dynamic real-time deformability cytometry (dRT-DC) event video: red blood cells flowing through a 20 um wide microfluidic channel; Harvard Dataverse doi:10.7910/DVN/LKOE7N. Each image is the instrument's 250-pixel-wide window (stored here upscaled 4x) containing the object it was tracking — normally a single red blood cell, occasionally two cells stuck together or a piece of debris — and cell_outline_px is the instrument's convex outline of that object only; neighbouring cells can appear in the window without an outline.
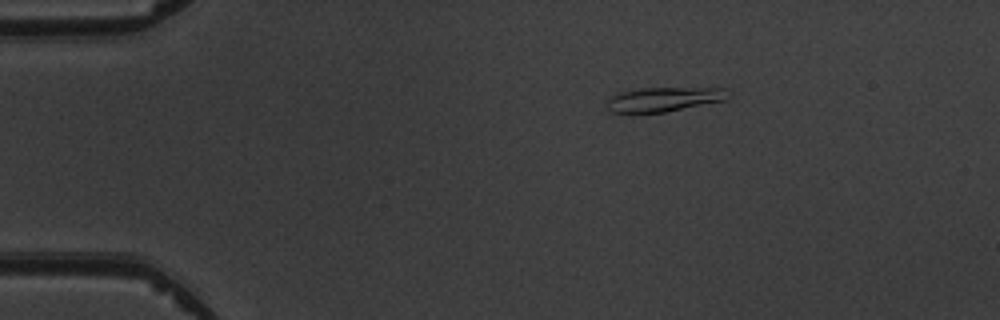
{"species": "common noctule bat (a hibernating species)", "species_latin": "Nyctalus noctula", "temperature_condition": "warm", "stored_images_in_passage": 3, "camera_frame_rate_fps": 3000, "um_per_image_px": 0.085, "animal": {"sex": "male", "body_mass_g": 19.5, "forearm_length_mm": 54.6}, "frame": {"image": 1, "passage_image": 1, "time_ms": 0.0, "image_size_px": [1000, 320], "cell_outline_px": [[732, 96], [724, 100], [664, 112], [612, 112], [604, 104], [612, 96], [620, 92], [640, 88], [724, 88], [732, 92]], "centroid_in_image_um": [56.47, 8.42], "position_along_channel_um": 28.5, "area_um2": 17.11}}